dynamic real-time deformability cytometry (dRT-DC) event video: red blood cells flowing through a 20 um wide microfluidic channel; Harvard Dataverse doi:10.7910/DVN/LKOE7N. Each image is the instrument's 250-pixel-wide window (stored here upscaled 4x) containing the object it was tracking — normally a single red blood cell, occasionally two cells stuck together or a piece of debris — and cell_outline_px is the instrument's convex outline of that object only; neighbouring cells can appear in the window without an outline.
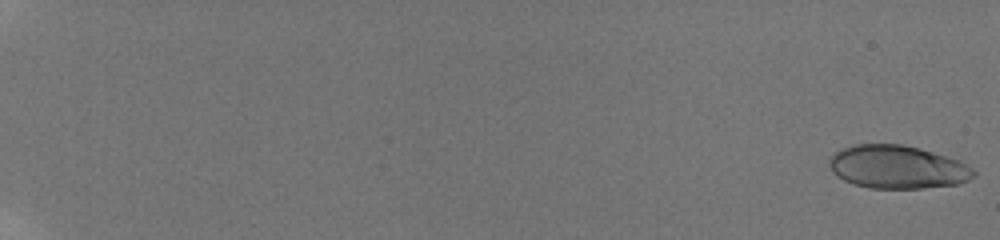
{"species": "human", "species_latin": "Homo sapiens", "temperature_condition": "room temperature", "stored_images_in_passage": 18, "segment_of_instrument_passage": [1, 2], "camera_frame_rate_fps": 3000, "um_per_image_px": 0.085, "donor": {"sex": "male"}, "frame": {"image": 1, "passage_image": 1, "time_ms": 0.0, "image_size_px": [1000, 240], "cell_outline_px": [[976, 176], [968, 180], [956, 184], [924, 188], [868, 188], [852, 184], [836, 176], [832, 172], [828, 164], [828, 160], [836, 152], [852, 144], [904, 144], [920, 148], [960, 160], [972, 168], [976, 172]], "centroid_in_image_um": [76.27, 14.19], "position_along_channel_um": 8.7, "area_um2": 36.59}}